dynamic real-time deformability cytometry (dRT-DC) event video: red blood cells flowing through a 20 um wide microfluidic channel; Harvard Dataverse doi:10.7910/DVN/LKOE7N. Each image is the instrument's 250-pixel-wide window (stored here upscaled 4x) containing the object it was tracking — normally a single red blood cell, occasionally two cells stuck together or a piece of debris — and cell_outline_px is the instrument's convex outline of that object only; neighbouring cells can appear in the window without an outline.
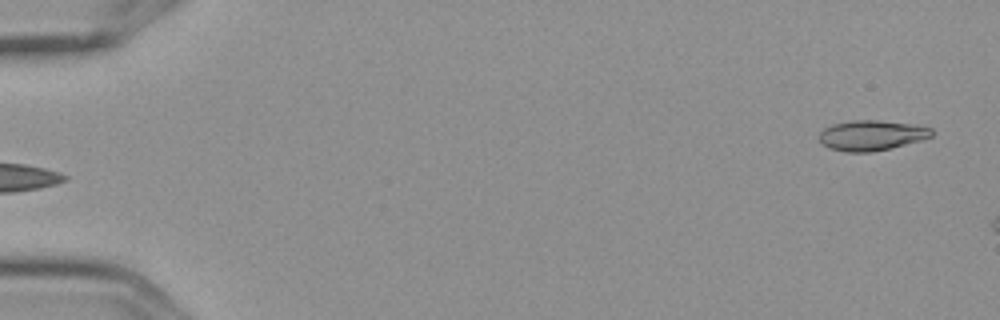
{"species": "Egyptian fruit bat (a non-hibernating species)", "species_latin": "Rousettus aegyptiacus", "temperature_condition": "cold", "stored_images_in_passage": 3, "camera_frame_rate_fps": 3000, "um_per_image_px": 0.085, "frame": {"image": 1, "passage_image": 3, "time_ms": 0.667, "image_size_px": [1000, 320], "cell_outline_px": [[932, 136], [924, 140], [892, 148], [872, 152], [844, 152], [832, 148], [824, 144], [820, 140], [820, 132], [824, 128], [832, 124], [852, 120], [876, 120], [908, 124], [932, 128]], "centroid_in_image_um": [74.1, 11.51], "position_along_channel_um": 10.9, "area_um2": 19.71}}